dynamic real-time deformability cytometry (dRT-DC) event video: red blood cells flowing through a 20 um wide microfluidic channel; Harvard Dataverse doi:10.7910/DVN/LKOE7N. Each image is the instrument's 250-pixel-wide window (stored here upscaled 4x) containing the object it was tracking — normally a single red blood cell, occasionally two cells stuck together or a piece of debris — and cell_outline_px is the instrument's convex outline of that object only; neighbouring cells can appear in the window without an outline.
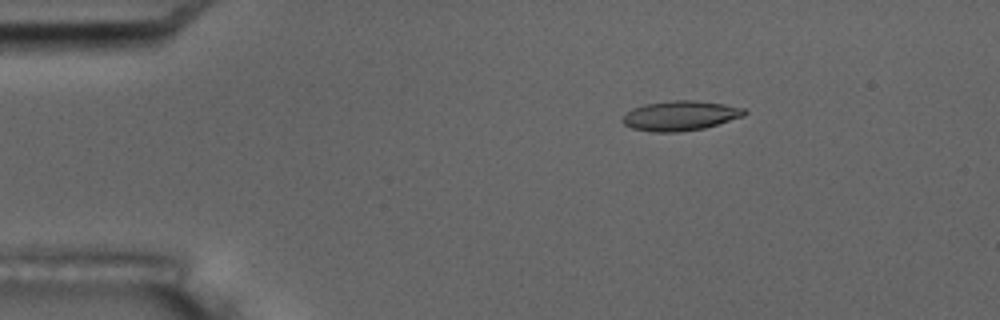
{"species": "common noctule bat (a hibernating species)", "species_latin": "Nyctalus noctula", "temperature_condition": "room temperature", "stored_images_in_passage": 5, "camera_frame_rate_fps": 3000, "um_per_image_px": 0.085, "animal": {"sex": "male", "body_mass_g": 17.5, "forearm_length_mm": 52.3}, "frame": {"image": 1, "passage_image": 3, "time_ms": 3.0, "image_size_px": [1000, 320], "cell_outline_px": [[748, 112], [744, 116], [704, 128], [680, 132], [652, 132], [632, 128], [624, 124], [620, 120], [632, 108], [644, 104], [672, 100], [696, 100], [724, 104], [744, 108]], "centroid_in_image_um": [57.82, 9.83], "position_along_channel_um": 27.2, "area_um2": 21.21}}